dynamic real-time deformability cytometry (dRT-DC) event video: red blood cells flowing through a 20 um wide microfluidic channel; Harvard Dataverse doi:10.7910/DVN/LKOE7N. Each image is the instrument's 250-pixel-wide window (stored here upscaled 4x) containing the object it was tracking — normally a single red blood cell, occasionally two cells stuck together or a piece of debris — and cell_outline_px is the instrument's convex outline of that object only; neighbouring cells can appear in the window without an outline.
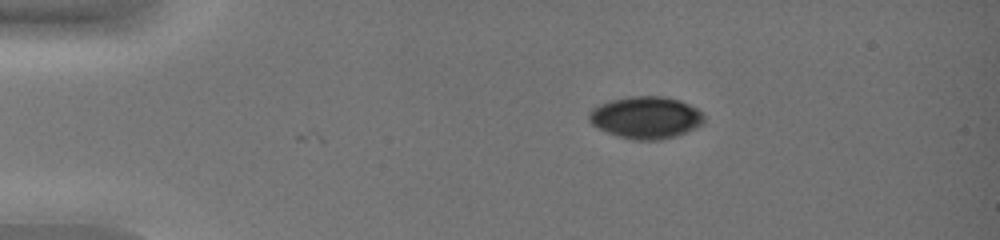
{"species": "common noctule bat (a hibernating species)", "species_latin": "Nyctalus noctula", "temperature_condition": "warm", "stored_images_in_passage": 3, "camera_frame_rate_fps": 3000, "um_per_image_px": 0.085, "animal": {"sex": "female", "body_mass_g": 19.0, "forearm_length_mm": 51.5}, "frame": {"image": 1, "passage_image": 3, "time_ms": 0.667, "image_size_px": [1000, 240], "cell_outline_px": [[704, 124], [696, 128], [676, 136], [660, 140], [632, 140], [596, 128], [588, 120], [588, 112], [592, 108], [600, 104], [612, 100], [628, 96], [664, 96], [680, 100], [696, 108], [704, 116]], "centroid_in_image_um": [54.89, 9.99], "position_along_channel_um": 30.1, "area_um2": 28.38}}